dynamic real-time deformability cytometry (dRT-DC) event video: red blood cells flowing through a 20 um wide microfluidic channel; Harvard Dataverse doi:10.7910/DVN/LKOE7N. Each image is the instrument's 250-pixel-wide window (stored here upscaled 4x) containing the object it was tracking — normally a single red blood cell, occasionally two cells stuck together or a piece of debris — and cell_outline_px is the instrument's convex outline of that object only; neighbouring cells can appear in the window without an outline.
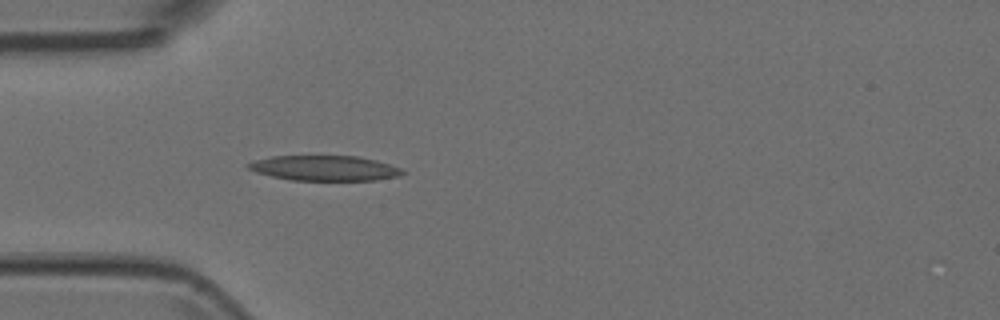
{"species": "Egyptian fruit bat (a non-hibernating species)", "species_latin": "Rousettus aegyptiacus", "temperature_condition": "room temperature", "stored_images_in_passage": 3, "camera_frame_rate_fps": 3000, "um_per_image_px": 0.085, "animal": {"sex": "female"}, "frame": {"image": 1, "passage_image": 3, "time_ms": 0.667, "image_size_px": [1000, 320], "cell_outline_px": [[404, 172], [400, 176], [376, 180], [292, 180], [272, 176], [256, 172], [248, 168], [244, 164], [256, 160], [272, 156], [360, 156], [376, 160], [400, 168]], "centroid_in_image_um": [27.58, 14.29], "position_along_channel_um": 57.4, "area_um2": 22.48}}